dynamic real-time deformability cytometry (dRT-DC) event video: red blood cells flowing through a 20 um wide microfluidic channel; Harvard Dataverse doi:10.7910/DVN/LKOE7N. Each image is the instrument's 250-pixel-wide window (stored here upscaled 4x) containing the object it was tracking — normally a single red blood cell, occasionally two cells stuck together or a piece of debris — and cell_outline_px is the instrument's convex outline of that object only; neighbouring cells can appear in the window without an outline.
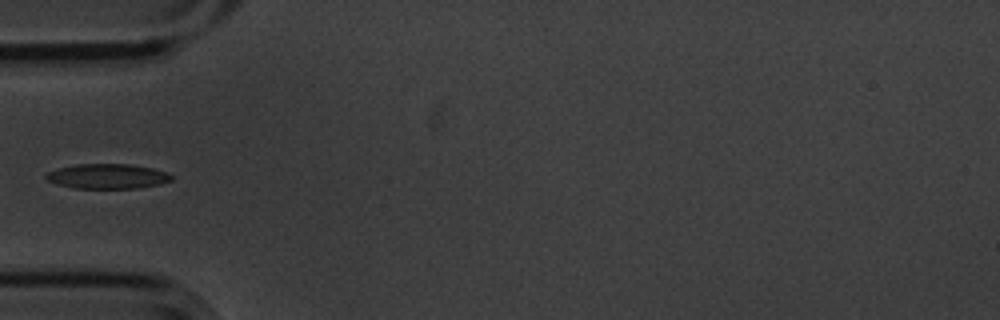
{"species": "common noctule bat (a hibernating species)", "species_latin": "Nyctalus noctula", "temperature_condition": "cold", "stored_images_in_passage": 3, "camera_frame_rate_fps": 3000, "um_per_image_px": 0.085, "animal": {"sex": "male", "body_mass_g": 20.1, "forearm_length_mm": 53.5}, "frame": {"image": 1, "passage_image": 2, "time_ms": 0.333, "image_size_px": [1000, 320], "cell_outline_px": [[172, 180], [160, 184], [136, 188], [72, 188], [56, 184], [48, 180], [44, 176], [48, 172], [60, 168], [76, 164], [132, 164], [152, 168], [164, 172], [172, 176]], "centroid_in_image_um": [9.12, 14.98], "position_along_channel_um": 75.9, "area_um2": 18.03}}
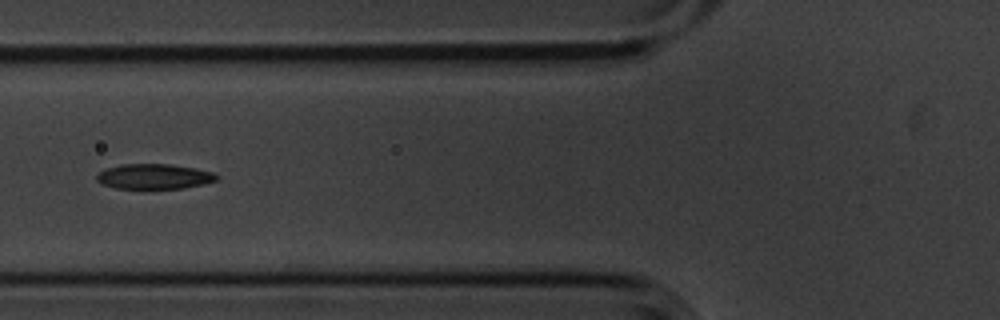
{"frame": {"image": 2, "passage_image": 3, "time_ms": 0.667, "image_size_px": [1000, 320], "cell_outline_px": [[220, 176], [216, 180], [204, 184], [184, 188], [116, 188], [100, 184], [96, 180], [96, 172], [120, 164], [168, 164], [196, 168], [212, 172]], "centroid_in_image_um": [13.07, 14.99], "position_along_channel_um": 112.7, "area_um2": 17.63}}